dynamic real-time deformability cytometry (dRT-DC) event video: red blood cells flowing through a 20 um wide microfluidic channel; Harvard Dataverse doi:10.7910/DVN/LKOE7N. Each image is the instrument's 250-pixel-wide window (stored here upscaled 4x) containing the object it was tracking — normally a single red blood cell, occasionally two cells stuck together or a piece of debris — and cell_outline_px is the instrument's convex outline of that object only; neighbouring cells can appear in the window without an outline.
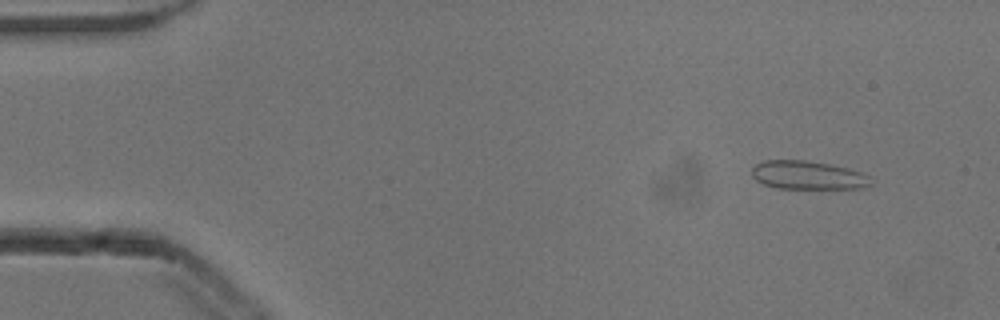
{"species": "common noctule bat (a hibernating species)", "species_latin": "Nyctalus noctula", "temperature_condition": "cold", "stored_images_in_passage": 53, "camera_frame_rate_fps": 3000, "um_per_image_px": 0.085, "animal": {"sex": "male", "body_mass_g": 13.3}, "frame": {"image": 1, "passage_image": 5, "time_ms": 1.333, "image_size_px": [1000, 320], "cell_outline_px": [[872, 184], [864, 188], [776, 188], [764, 184], [756, 180], [752, 176], [752, 168], [756, 164], [764, 160], [808, 160], [848, 168], [860, 172], [868, 176]], "centroid_in_image_um": [68.65, 14.89], "position_along_channel_um": 16.4, "area_um2": 19.65}}
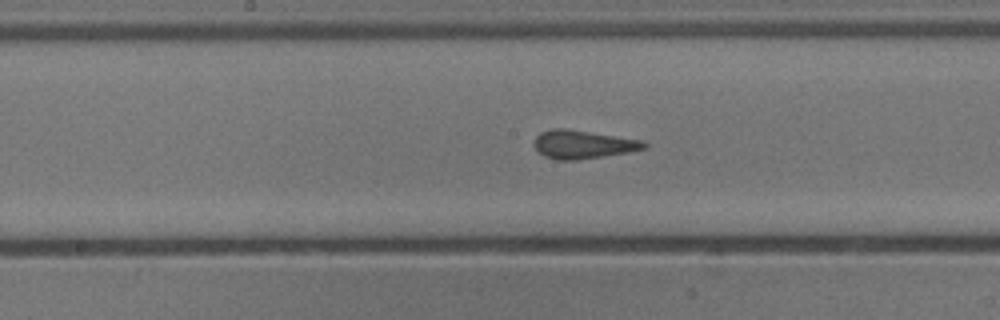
{"frame": {"image": 2, "passage_image": 27, "time_ms": 8.667, "image_size_px": [1000, 320], "cell_outline_px": [[648, 148], [628, 152], [604, 156], [576, 160], [556, 160], [544, 156], [536, 148], [532, 140], [540, 132], [552, 128], [564, 128], [640, 140], [648, 144]], "centroid_in_image_um": [49.51, 12.28], "position_along_channel_um": 198.7, "area_um2": 18.09}}
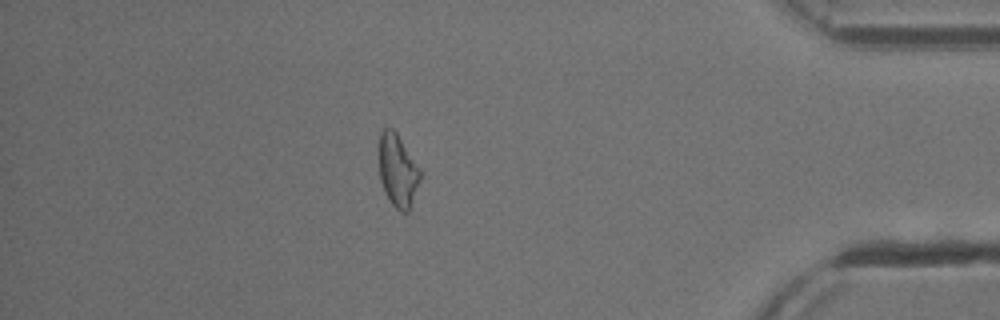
{"frame": {"image": 3, "passage_image": 46, "time_ms": 15.0, "image_size_px": [1000, 320], "cell_outline_px": [[420, 180], [408, 212], [400, 212], [392, 204], [384, 192], [380, 180], [380, 128], [392, 128], [396, 132], [420, 168]], "centroid_in_image_um": [33.8, 14.49], "position_along_channel_um": 401.4, "area_um2": 17.22}}